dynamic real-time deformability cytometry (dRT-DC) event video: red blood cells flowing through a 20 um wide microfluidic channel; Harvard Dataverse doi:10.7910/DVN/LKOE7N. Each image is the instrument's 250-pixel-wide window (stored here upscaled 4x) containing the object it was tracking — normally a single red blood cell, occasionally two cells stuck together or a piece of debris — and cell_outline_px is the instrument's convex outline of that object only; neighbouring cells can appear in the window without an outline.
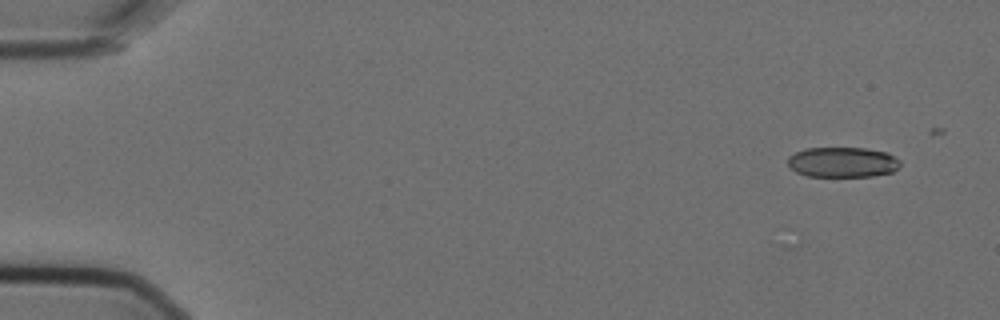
{"species": "Egyptian fruit bat (a non-hibernating species)", "species_latin": "Rousettus aegyptiacus", "temperature_condition": "cold", "stored_images_in_passage": 7, "camera_frame_rate_fps": 3000, "um_per_image_px": 0.085, "animal": {"sex": "female"}, "frame": {"image": 1, "passage_image": 2, "time_ms": 0.333, "image_size_px": [1000, 320], "cell_outline_px": [[900, 164], [892, 172], [872, 176], [808, 176], [796, 172], [788, 164], [788, 156], [804, 148], [864, 148], [888, 152], [900, 160]], "centroid_in_image_um": [71.62, 13.78], "position_along_channel_um": 13.4, "area_um2": 19.77}}
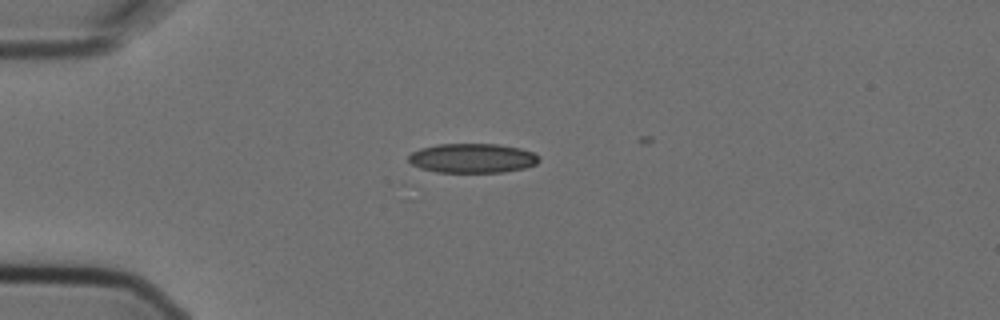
{"frame": {"image": 2, "passage_image": 5, "time_ms": 1.333, "image_size_px": [1000, 320], "cell_outline_px": [[540, 160], [536, 164], [524, 168], [504, 172], [436, 172], [420, 168], [412, 164], [408, 160], [408, 156], [412, 152], [420, 148], [436, 144], [500, 144], [520, 148], [532, 152], [540, 156]], "centroid_in_image_um": [40.16, 13.44], "position_along_channel_um": 44.8, "area_um2": 22.48}}